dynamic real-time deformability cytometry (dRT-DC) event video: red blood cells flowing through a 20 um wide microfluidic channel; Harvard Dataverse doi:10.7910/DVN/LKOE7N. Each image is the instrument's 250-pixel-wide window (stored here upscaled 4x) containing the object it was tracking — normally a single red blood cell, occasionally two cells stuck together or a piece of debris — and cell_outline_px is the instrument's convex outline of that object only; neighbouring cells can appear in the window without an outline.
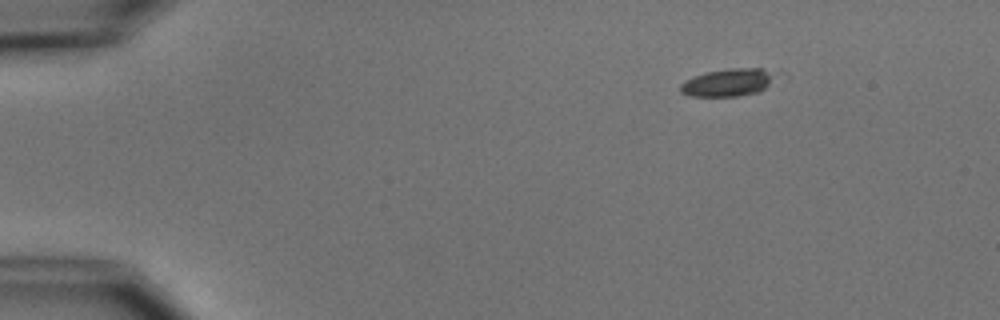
{"species": "common noctule bat (a hibernating species)", "species_latin": "Nyctalus noctula", "temperature_condition": "cold", "stored_images_in_passage": 5, "camera_frame_rate_fps": 3000, "um_per_image_px": 0.085, "animal": {"sex": "male", "body_mass_g": 15.6}, "frame": {"image": 1, "passage_image": 1, "time_ms": 0.0, "image_size_px": [1000, 320], "cell_outline_px": [[772, 76], [768, 84], [764, 88], [756, 92], [736, 96], [692, 96], [680, 92], [680, 84], [684, 80], [704, 72], [728, 68], [764, 68]], "centroid_in_image_um": [61.76, 7.0], "position_along_channel_um": 23.2, "area_um2": 14.91}}
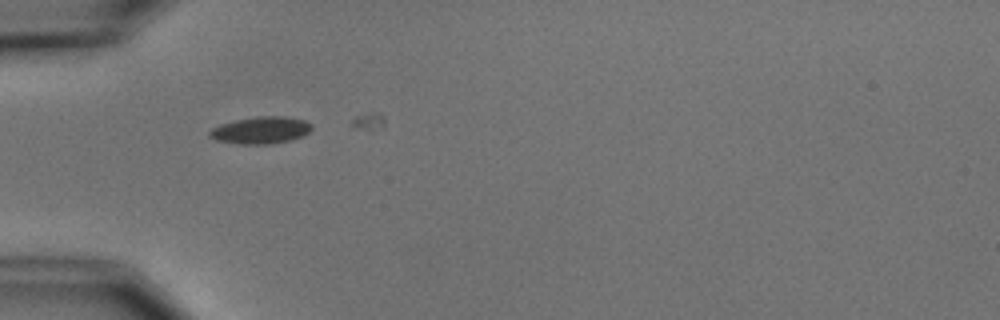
{"frame": {"image": 2, "passage_image": 4, "time_ms": 3.333, "image_size_px": [1000, 320], "cell_outline_px": [[312, 128], [308, 132], [300, 136], [288, 140], [268, 144], [240, 144], [216, 140], [208, 136], [208, 132], [212, 128], [220, 124], [236, 120], [256, 116], [284, 116], [304, 120], [312, 124]], "centroid_in_image_um": [22.13, 11.06], "position_along_channel_um": 62.9, "area_um2": 15.95}}